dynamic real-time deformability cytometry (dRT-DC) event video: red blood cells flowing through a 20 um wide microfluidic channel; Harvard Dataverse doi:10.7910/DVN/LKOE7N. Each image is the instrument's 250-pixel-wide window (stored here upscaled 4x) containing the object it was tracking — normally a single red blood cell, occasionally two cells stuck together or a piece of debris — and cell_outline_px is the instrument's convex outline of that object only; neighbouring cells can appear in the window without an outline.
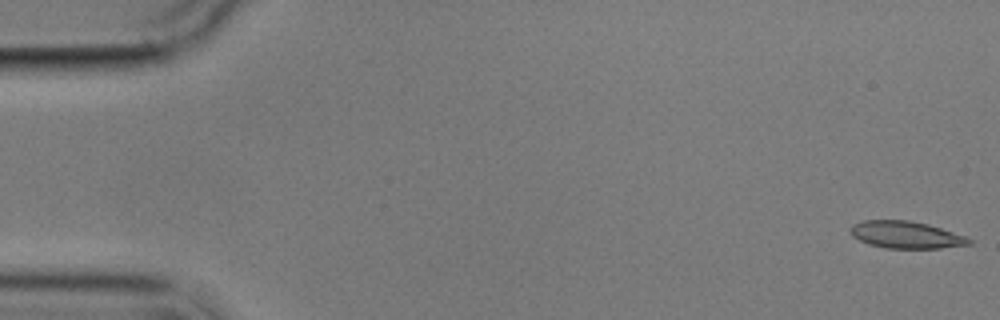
{"species": "common noctule bat (a hibernating species)", "species_latin": "Nyctalus noctula", "temperature_condition": "cold", "stored_images_in_passage": 6, "camera_frame_rate_fps": 3000, "um_per_image_px": 0.085, "animal": {"sex": "male", "body_mass_g": 17.9}, "frame": {"image": 1, "passage_image": 1, "time_ms": 0.0, "image_size_px": [1000, 320], "cell_outline_px": [[972, 244], [940, 248], [884, 248], [868, 244], [852, 236], [848, 228], [852, 224], [864, 220], [908, 220], [928, 224], [964, 236], [972, 240]], "centroid_in_image_um": [76.96, 19.96], "position_along_channel_um": 8.0, "area_um2": 18.73}}
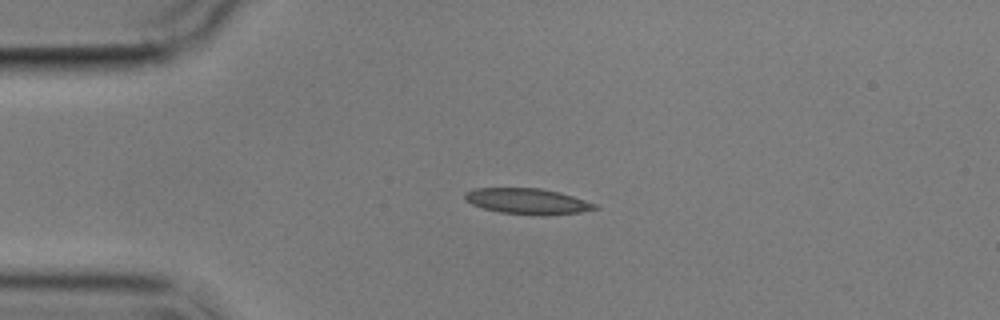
{"frame": {"image": 2, "passage_image": 4, "time_ms": 4.0, "image_size_px": [1000, 320], "cell_outline_px": [[600, 208], [580, 212], [544, 216], [540, 216], [500, 212], [484, 208], [472, 204], [464, 200], [464, 192], [476, 188], [540, 188], [572, 196], [596, 204]], "centroid_in_image_um": [44.81, 17.11], "position_along_channel_um": 40.2, "area_um2": 19.48}}
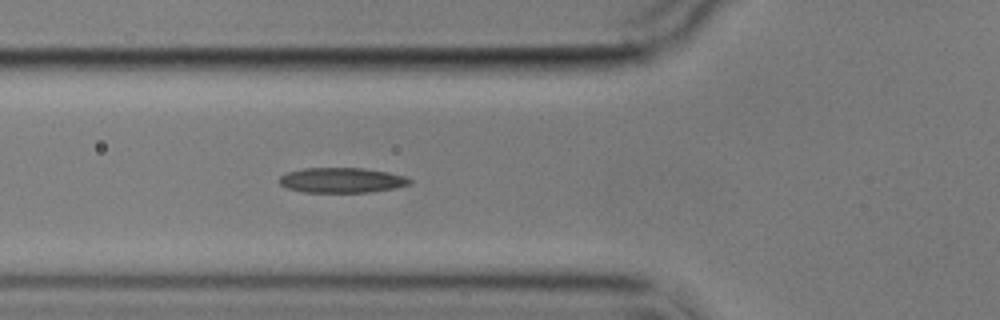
{"frame": {"image": 3, "passage_image": 6, "time_ms": 6.333, "image_size_px": [1000, 320], "cell_outline_px": [[412, 184], [396, 188], [372, 192], [300, 192], [288, 188], [280, 184], [280, 176], [288, 172], [304, 168], [364, 168], [388, 172], [404, 176], [412, 180]], "centroid_in_image_um": [29.08, 15.32], "position_along_channel_um": 96.7, "area_um2": 19.13}}